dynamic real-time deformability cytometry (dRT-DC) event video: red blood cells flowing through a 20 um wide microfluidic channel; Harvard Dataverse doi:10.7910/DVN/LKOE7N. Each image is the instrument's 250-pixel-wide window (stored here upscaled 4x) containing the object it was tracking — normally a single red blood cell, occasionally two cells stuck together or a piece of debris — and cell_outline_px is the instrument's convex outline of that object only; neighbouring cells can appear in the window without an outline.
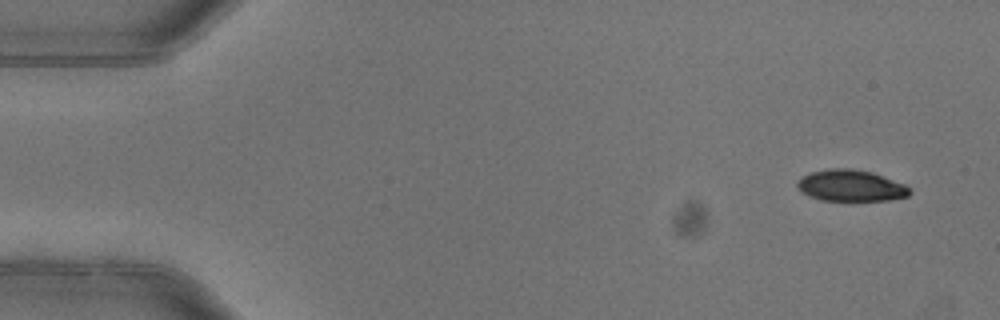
{"species": "common noctule bat (a hibernating species)", "species_latin": "Nyctalus noctula", "temperature_condition": "warm", "stored_images_in_passage": 5, "camera_frame_rate_fps": 3000, "um_per_image_px": 0.085, "animal": {"sex": "female"}, "frame": {"image": 1, "passage_image": 1, "time_ms": 0.0, "image_size_px": [1000, 320], "cell_outline_px": [[912, 192], [908, 196], [888, 200], [820, 200], [800, 192], [796, 184], [804, 176], [812, 172], [828, 168], [852, 168], [872, 172], [904, 184], [912, 188]], "centroid_in_image_um": [72.34, 15.78], "position_along_channel_um": 12.7, "area_um2": 20.52}}
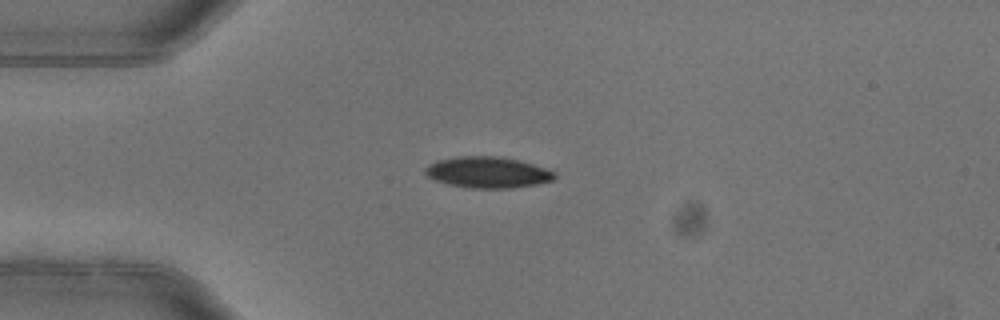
{"frame": {"image": 2, "passage_image": 4, "time_ms": 1.0, "image_size_px": [1000, 320], "cell_outline_px": [[556, 176], [552, 180], [536, 184], [512, 188], [472, 188], [448, 184], [436, 180], [428, 176], [424, 172], [424, 168], [428, 164], [436, 160], [460, 156], [500, 156], [520, 160], [556, 172]], "centroid_in_image_um": [41.44, 14.64], "position_along_channel_um": 43.6, "area_um2": 23.47}}
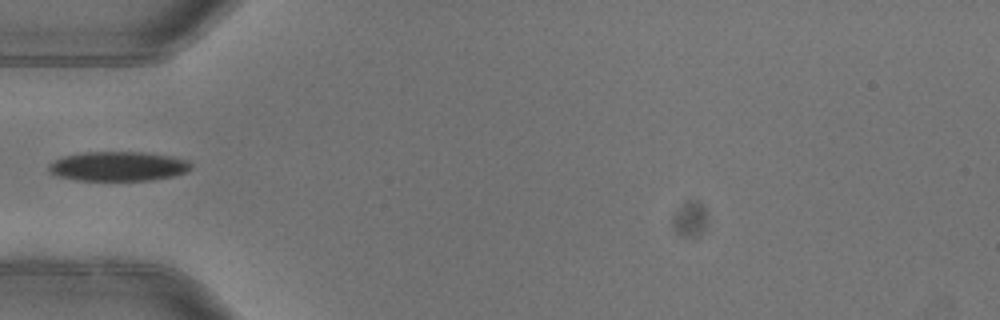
{"frame": {"image": 3, "passage_image": 5, "time_ms": 1.333, "image_size_px": [1000, 320], "cell_outline_px": [[192, 168], [184, 172], [172, 176], [148, 180], [76, 180], [56, 176], [48, 168], [48, 164], [52, 160], [64, 156], [84, 152], [144, 152], [172, 156], [188, 160], [192, 164]], "centroid_in_image_um": [10.03, 14.12], "position_along_channel_um": 75.0, "area_um2": 24.45}}